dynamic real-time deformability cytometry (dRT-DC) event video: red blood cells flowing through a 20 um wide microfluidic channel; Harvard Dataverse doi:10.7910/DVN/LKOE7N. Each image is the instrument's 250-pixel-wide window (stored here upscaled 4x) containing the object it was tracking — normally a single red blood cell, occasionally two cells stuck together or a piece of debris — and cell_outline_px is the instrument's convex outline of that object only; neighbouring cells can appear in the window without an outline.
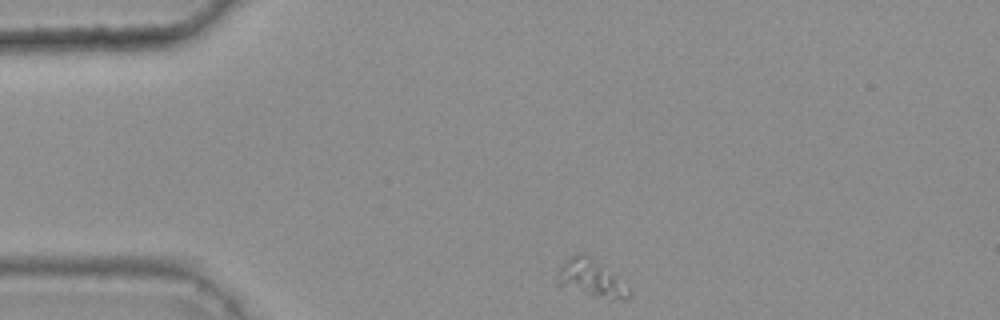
{"species": "common noctule bat (a hibernating species)", "species_latin": "Nyctalus noctula", "temperature_condition": "warm", "stored_images_in_passage": 35, "camera_frame_rate_fps": 3000, "um_per_image_px": 0.085, "animal": {"sex": "female", "body_mass_g": 25.1}, "frame": {"image": 1, "passage_image": 1, "time_ms": 0.0, "image_size_px": [1000, 320], "cell_outline_px": [[632, 296], [628, 300], [612, 300], [592, 296], [556, 284], [556, 276], [560, 268], [576, 252], [584, 252], [628, 288], [632, 292]], "centroid_in_image_um": [50.24, 23.71], "position_along_channel_um": 34.8, "area_um2": 15.09}}
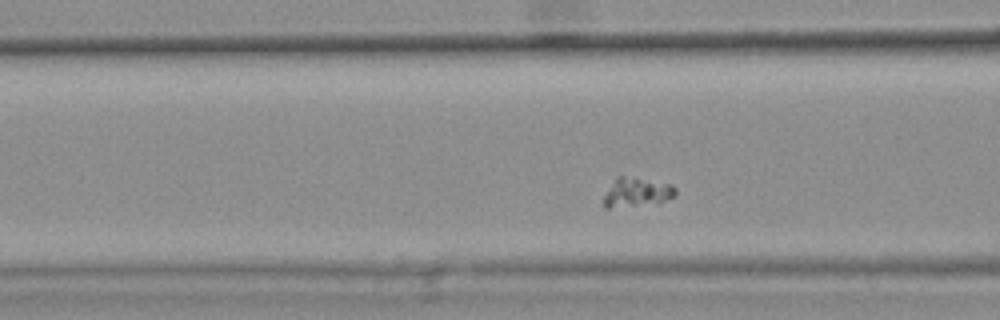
{"frame": {"image": 2, "passage_image": 11, "time_ms": 3.333, "image_size_px": [1000, 320], "cell_outline_px": [[676, 196], [656, 204], [608, 208], [604, 208], [600, 204], [604, 196], [616, 176], [624, 176], [672, 184], [676, 188]], "centroid_in_image_um": [54.11, 16.37], "position_along_channel_um": 112.5, "area_um2": 12.43}}
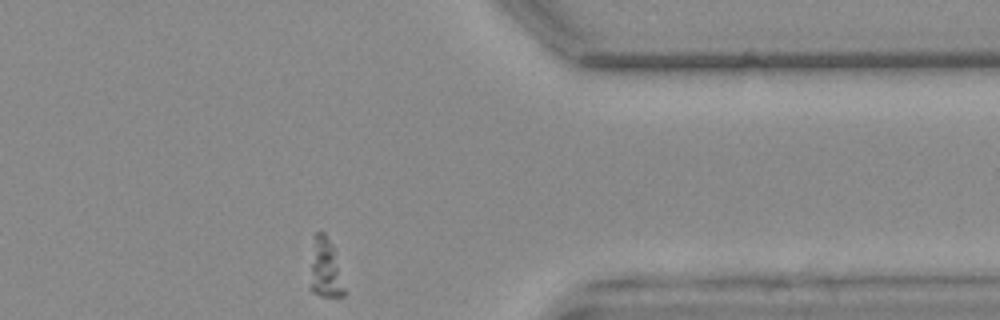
{"frame": {"image": 3, "passage_image": 35, "time_ms": 11.333, "image_size_px": [1000, 320], "cell_outline_px": [[348, 292], [344, 296], [320, 296], [312, 292], [308, 288], [316, 232], [324, 232], [332, 244]], "centroid_in_image_um": [27.7, 22.92], "position_along_channel_um": 383.7, "area_um2": 12.02}}